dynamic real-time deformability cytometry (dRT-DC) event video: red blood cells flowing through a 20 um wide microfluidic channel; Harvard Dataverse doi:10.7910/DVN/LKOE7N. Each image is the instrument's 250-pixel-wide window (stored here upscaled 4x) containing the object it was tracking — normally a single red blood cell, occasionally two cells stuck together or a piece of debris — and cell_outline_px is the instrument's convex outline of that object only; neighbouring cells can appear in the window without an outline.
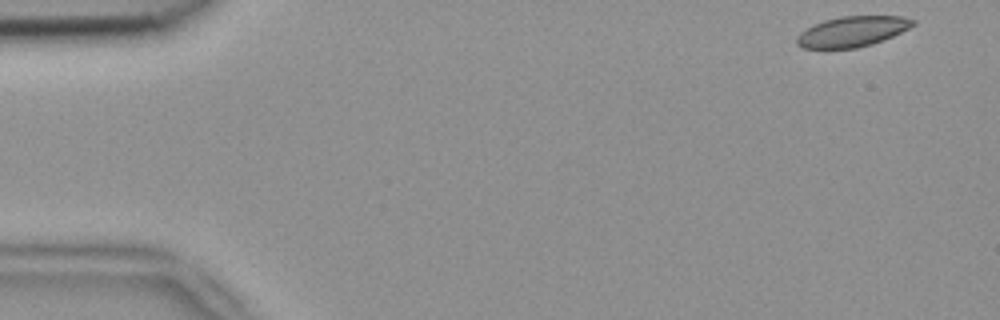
{"species": "common noctule bat (a hibernating species)", "species_latin": "Nyctalus noctula", "temperature_condition": "room temperature", "stored_images_in_passage": 4, "camera_frame_rate_fps": 3000, "um_per_image_px": 0.085, "animal": {"sex": "female", "body_mass_g": 18.4}, "frame": {"image": 1, "passage_image": 1, "time_ms": 0.0, "image_size_px": [1000, 320], "cell_outline_px": [[916, 24], [884, 40], [872, 44], [856, 48], [804, 48], [796, 44], [796, 36], [800, 32], [824, 20], [840, 16], [904, 16], [916, 20]], "centroid_in_image_um": [72.46, 2.67], "position_along_channel_um": 12.5, "area_um2": 20.52}}